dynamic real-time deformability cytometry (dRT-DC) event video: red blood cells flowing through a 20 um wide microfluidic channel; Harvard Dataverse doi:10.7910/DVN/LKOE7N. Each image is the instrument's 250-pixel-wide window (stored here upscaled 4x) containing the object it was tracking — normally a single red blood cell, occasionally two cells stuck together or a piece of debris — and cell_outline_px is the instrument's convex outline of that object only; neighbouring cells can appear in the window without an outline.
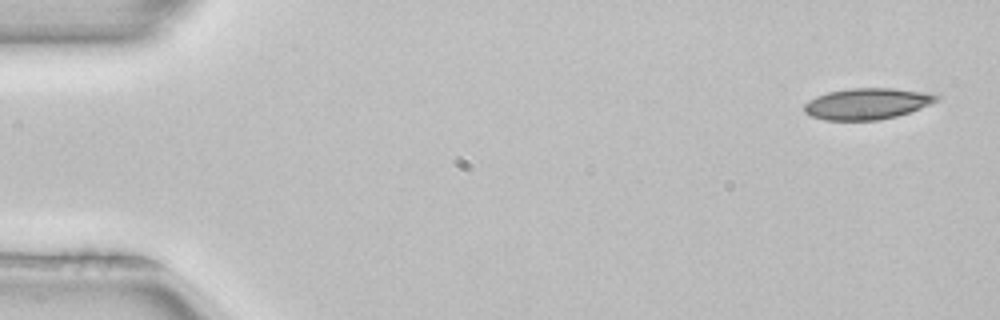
{"species": "common noctule bat (a hibernating species)", "species_latin": "Nyctalus noctula", "temperature_condition": "room temperature", "stored_images_in_passage": 4, "camera_frame_rate_fps": 3000, "um_per_image_px": 0.085, "animal": {"sex": "female", "body_mass_g": 22.7, "forearm_length_mm": 54.2}, "frame": {"image": 1, "passage_image": 1, "time_ms": 0.0, "image_size_px": [1000, 320], "cell_outline_px": [[940, 100], [920, 108], [896, 116], [876, 120], [824, 120], [812, 116], [804, 112], [804, 104], [808, 100], [816, 96], [828, 92], [852, 88], [892, 88], [924, 92], [940, 96]], "centroid_in_image_um": [73.68, 8.81], "position_along_channel_um": 11.3, "area_um2": 23.93}}
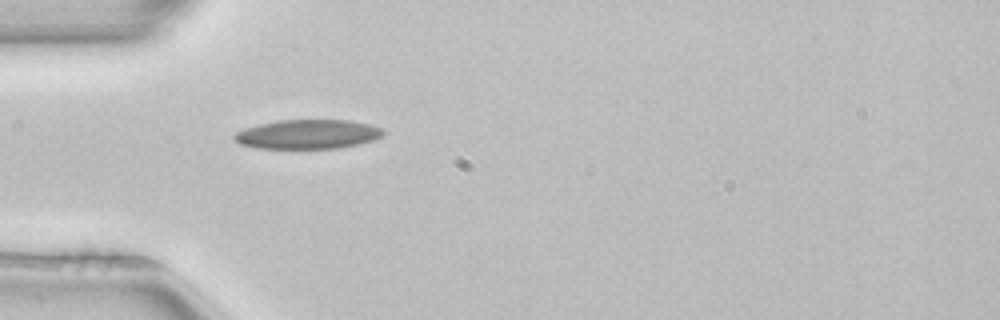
{"frame": {"image": 2, "passage_image": 4, "time_ms": 1.0, "image_size_px": [1000, 320], "cell_outline_px": [[384, 132], [380, 136], [372, 140], [356, 144], [336, 148], [256, 148], [240, 144], [232, 140], [232, 136], [236, 132], [244, 128], [276, 120], [352, 120], [384, 128]], "centroid_in_image_um": [26.1, 11.4], "position_along_channel_um": 58.9, "area_um2": 25.37}}